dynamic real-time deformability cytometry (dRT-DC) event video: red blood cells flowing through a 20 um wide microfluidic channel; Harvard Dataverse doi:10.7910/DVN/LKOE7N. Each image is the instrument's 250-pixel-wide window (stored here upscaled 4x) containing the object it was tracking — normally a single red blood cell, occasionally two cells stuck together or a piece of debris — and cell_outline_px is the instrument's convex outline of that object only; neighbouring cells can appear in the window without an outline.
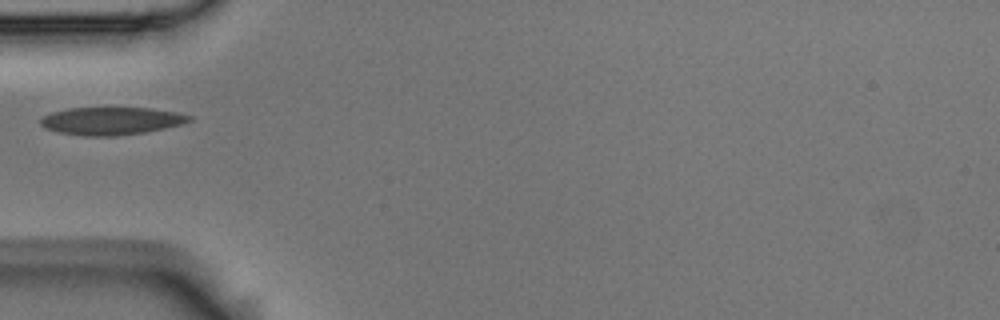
{"species": "Egyptian fruit bat (a non-hibernating species)", "species_latin": "Rousettus aegyptiacus", "temperature_condition": "room temperature", "stored_images_in_passage": 4, "camera_frame_rate_fps": 3000, "um_per_image_px": 0.085, "animal": {"sex": "male"}, "frame": {"image": 1, "passage_image": 4, "time_ms": 1.0, "image_size_px": [1000, 320], "cell_outline_px": [[192, 120], [184, 124], [144, 132], [116, 136], [84, 136], [60, 132], [44, 128], [40, 124], [40, 120], [44, 116], [52, 112], [68, 108], [152, 108], [176, 112], [192, 116]], "centroid_in_image_um": [9.47, 10.28], "position_along_channel_um": 75.5, "area_um2": 23.99}}